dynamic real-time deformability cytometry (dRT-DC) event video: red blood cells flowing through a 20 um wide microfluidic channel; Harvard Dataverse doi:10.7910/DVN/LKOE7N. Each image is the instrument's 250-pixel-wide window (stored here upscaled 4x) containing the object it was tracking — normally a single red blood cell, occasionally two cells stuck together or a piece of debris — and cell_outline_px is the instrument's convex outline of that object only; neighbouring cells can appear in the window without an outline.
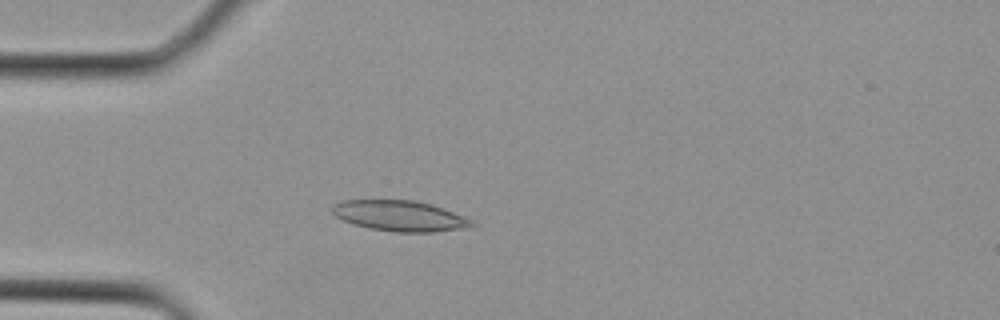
{"species": "Egyptian fruit bat (a non-hibernating species)", "species_latin": "Rousettus aegyptiacus", "temperature_condition": "cold", "stored_images_in_passage": 2, "camera_frame_rate_fps": 3000, "um_per_image_px": 0.085, "animal": {"sex": "female"}, "frame": {"image": 1, "passage_image": 2, "time_ms": 0.333, "image_size_px": [1000, 320], "cell_outline_px": [[476, 224], [456, 228], [432, 232], [396, 232], [372, 228], [352, 224], [336, 216], [332, 212], [332, 204], [340, 200], [412, 200], [432, 204], [464, 216], [472, 220]], "centroid_in_image_um": [33.92, 18.33], "position_along_channel_um": 51.1, "area_um2": 24.57}}